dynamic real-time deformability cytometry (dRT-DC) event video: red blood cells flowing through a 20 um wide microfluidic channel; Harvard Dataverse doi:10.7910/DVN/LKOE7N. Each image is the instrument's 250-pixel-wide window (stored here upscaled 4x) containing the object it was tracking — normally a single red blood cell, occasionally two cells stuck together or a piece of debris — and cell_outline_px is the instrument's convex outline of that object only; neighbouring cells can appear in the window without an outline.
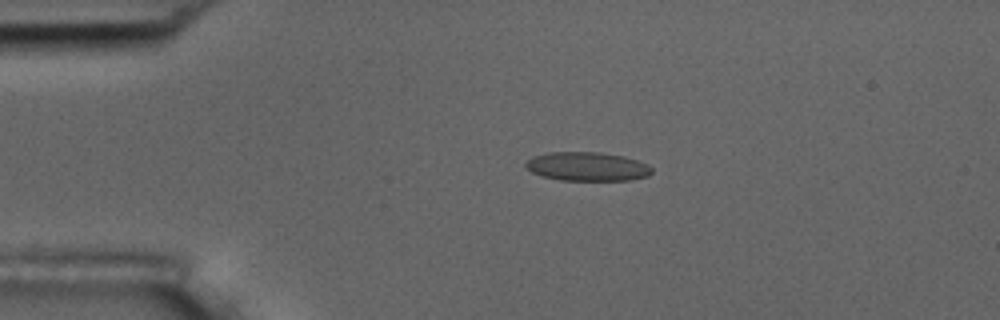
{"species": "common noctule bat (a hibernating species)", "species_latin": "Nyctalus noctula", "temperature_condition": "room temperature", "stored_images_in_passage": 5, "camera_frame_rate_fps": 3000, "um_per_image_px": 0.085, "animal": {"sex": "male", "body_mass_g": 17.5, "forearm_length_mm": 52.3}, "frame": {"image": 1, "passage_image": 4, "time_ms": 3.333, "image_size_px": [1000, 320], "cell_outline_px": [[652, 172], [648, 176], [632, 180], [560, 180], [540, 176], [524, 168], [524, 164], [532, 156], [548, 152], [600, 152], [624, 156], [648, 164], [652, 168]], "centroid_in_image_um": [49.89, 14.15], "position_along_channel_um": 35.1, "area_um2": 21.44}}